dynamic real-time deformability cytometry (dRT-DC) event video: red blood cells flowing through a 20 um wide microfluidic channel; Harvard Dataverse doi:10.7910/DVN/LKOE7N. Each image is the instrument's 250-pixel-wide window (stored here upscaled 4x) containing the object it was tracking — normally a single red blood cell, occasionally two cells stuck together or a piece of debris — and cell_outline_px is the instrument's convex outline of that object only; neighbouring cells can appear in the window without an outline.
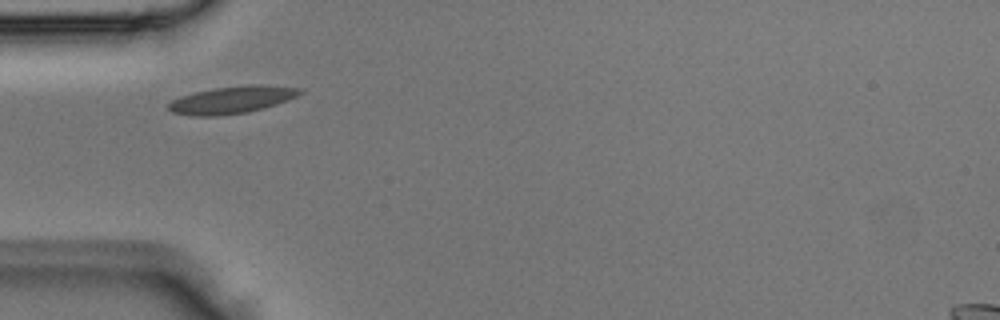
{"species": "Egyptian fruit bat (a non-hibernating species)", "species_latin": "Rousettus aegyptiacus", "temperature_condition": "room temperature", "stored_images_in_passage": 2, "camera_frame_rate_fps": 3000, "um_per_image_px": 0.085, "animal": {"sex": "male"}, "frame": {"image": 1, "passage_image": 1, "time_ms": 0.0, "image_size_px": [1000, 320], "cell_outline_px": [[304, 92], [288, 100], [264, 108], [248, 112], [216, 116], [192, 116], [172, 112], [168, 108], [168, 104], [172, 100], [180, 96], [212, 88], [248, 84], [264, 84], [300, 88]], "centroid_in_image_um": [19.72, 8.48], "position_along_channel_um": 65.3, "area_um2": 21.04}}
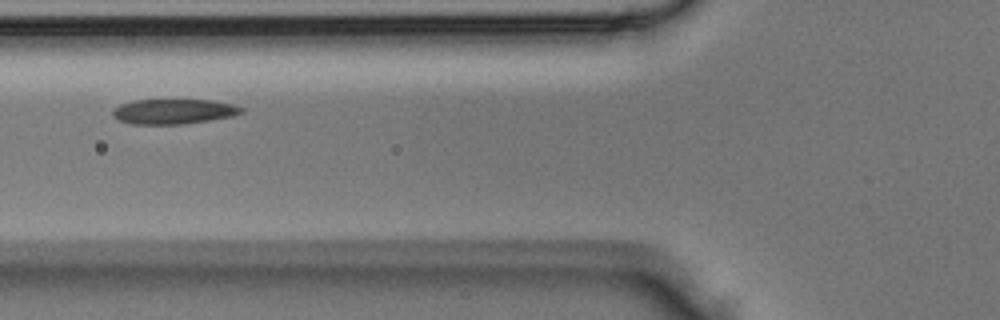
{"frame": {"image": 2, "passage_image": 2, "time_ms": 0.333, "image_size_px": [1000, 320], "cell_outline_px": [[244, 112], [232, 116], [184, 124], [128, 124], [112, 116], [112, 112], [120, 104], [132, 100], [212, 100], [232, 104], [244, 108]], "centroid_in_image_um": [14.75, 9.47], "position_along_channel_um": 111.1, "area_um2": 18.73}}